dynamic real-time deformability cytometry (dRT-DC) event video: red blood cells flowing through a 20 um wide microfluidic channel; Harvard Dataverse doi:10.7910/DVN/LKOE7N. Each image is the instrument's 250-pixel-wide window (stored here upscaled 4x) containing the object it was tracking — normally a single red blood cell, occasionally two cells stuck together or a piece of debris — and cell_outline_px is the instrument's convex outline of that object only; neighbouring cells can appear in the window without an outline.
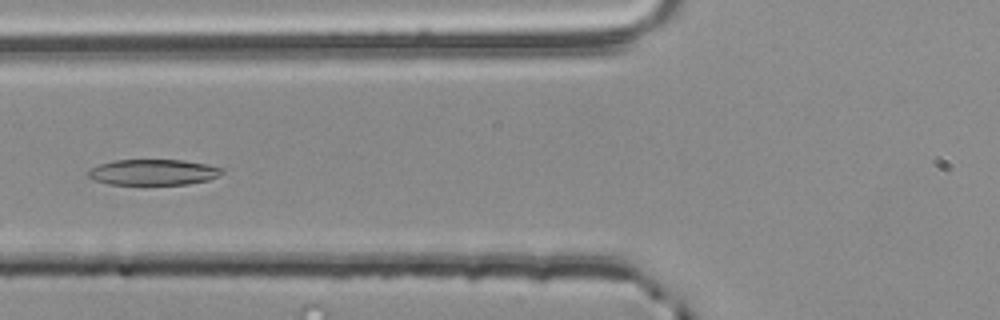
{"species": "common noctule bat (a hibernating species)", "species_latin": "Nyctalus noctula", "temperature_condition": "room temperature", "stored_images_in_passage": 56, "camera_frame_rate_fps": 3000, "um_per_image_px": 0.085, "animal": {"sex": "male", "body_mass_g": 20.4}, "frame": {"image": 1, "passage_image": 22, "time_ms": 7.0, "image_size_px": [1000, 320], "cell_outline_px": [[224, 172], [220, 176], [208, 180], [188, 184], [108, 184], [92, 180], [88, 176], [88, 172], [92, 168], [100, 164], [112, 160], [184, 160], [208, 164], [224, 168]], "centroid_in_image_um": [13.07, 14.63], "position_along_channel_um": 112.7, "area_um2": 20.23}}
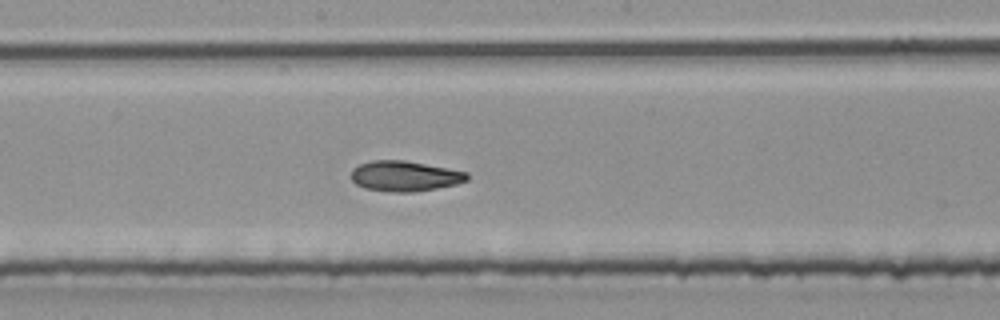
{"frame": {"image": 2, "passage_image": 30, "time_ms": 9.667, "image_size_px": [1000, 320], "cell_outline_px": [[468, 180], [456, 184], [436, 188], [412, 192], [388, 192], [364, 188], [356, 184], [348, 176], [352, 168], [360, 164], [372, 160], [404, 160], [448, 168], [468, 172]], "centroid_in_image_um": [34.36, 14.96], "position_along_channel_um": 213.8, "area_um2": 20.69}}
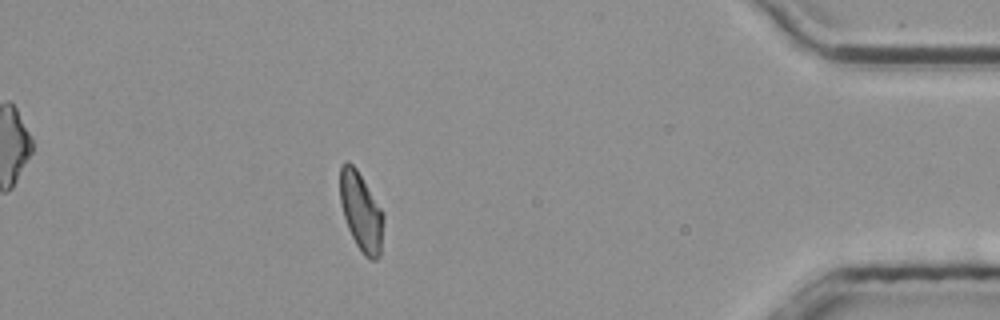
{"frame": {"image": 3, "passage_image": 49, "time_ms": 16.0, "image_size_px": [1000, 320], "cell_outline_px": [[384, 220], [380, 256], [376, 260], [368, 260], [360, 252], [348, 228], [340, 204], [340, 164], [348, 160], [356, 168], [384, 212]], "centroid_in_image_um": [30.7, 18.01], "position_along_channel_um": 404.5, "area_um2": 20.17}, "authors_computed_cell_mechanics": {"area_um2": 20.519, "velocity_mm_per_s": 3.7853, "shape_relaxation_time_tau1_ms": 7.748, "shape_relaxation_time_tau2_ms": 3.9392, "deformation_change_tau1": 0.2015, "deformation_change_tau2": 0.0933}}